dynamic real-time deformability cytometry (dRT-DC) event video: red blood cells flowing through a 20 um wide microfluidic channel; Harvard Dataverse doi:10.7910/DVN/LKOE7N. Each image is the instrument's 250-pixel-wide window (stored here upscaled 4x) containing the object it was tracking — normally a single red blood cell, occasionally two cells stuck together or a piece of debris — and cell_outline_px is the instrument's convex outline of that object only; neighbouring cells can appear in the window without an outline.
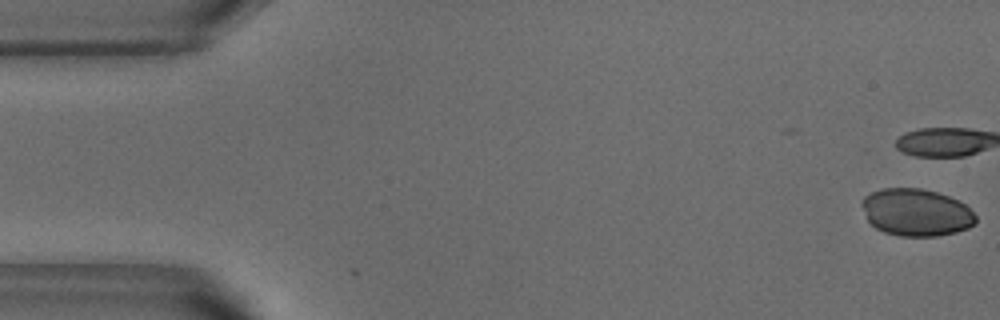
{"species": "common noctule bat (a hibernating species)", "species_latin": "Nyctalus noctula", "temperature_condition": "warm", "stored_images_in_passage": 13, "camera_frame_rate_fps": 3000, "um_per_image_px": 0.085, "animal": {"sex": "male", "body_mass_g": 18.8}, "frame": {"image": 1, "passage_image": 1, "time_ms": 0.0, "image_size_px": [1000, 320], "cell_outline_px": [[976, 224], [968, 228], [956, 232], [936, 236], [900, 236], [884, 232], [876, 228], [868, 220], [860, 204], [860, 200], [864, 196], [880, 188], [920, 188], [936, 192], [948, 196], [964, 204], [976, 216]], "centroid_in_image_um": [77.85, 18.05], "position_along_channel_um": 7.2, "area_um2": 31.39}}